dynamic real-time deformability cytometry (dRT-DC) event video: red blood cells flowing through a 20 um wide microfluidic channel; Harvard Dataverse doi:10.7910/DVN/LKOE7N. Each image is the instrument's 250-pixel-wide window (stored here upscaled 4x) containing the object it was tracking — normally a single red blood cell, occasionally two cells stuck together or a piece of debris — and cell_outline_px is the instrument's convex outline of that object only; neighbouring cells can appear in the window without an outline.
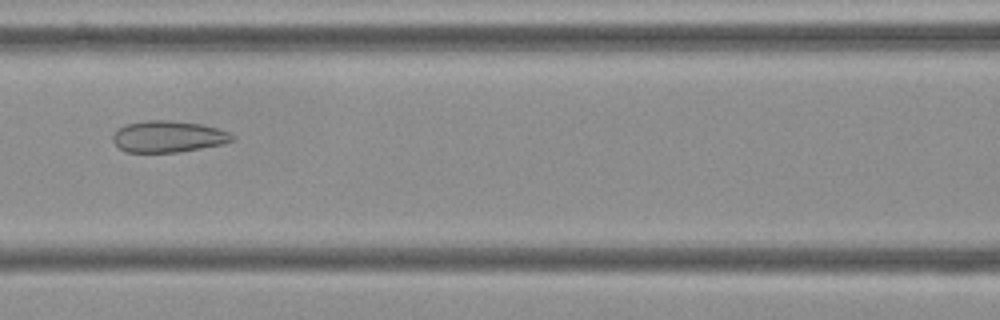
{"species": "Egyptian fruit bat (a non-hibernating species)", "species_latin": "Rousettus aegyptiacus", "temperature_condition": "cold", "stored_images_in_passage": 55, "camera_frame_rate_fps": 3000, "um_per_image_px": 0.085, "frame": {"image": 1, "passage_image": 24, "time_ms": 7.667, "image_size_px": [1000, 320], "cell_outline_px": [[236, 136], [232, 140], [220, 144], [180, 152], [124, 152], [112, 140], [112, 136], [116, 128], [128, 124], [144, 120], [168, 120], [200, 124], [216, 128], [228, 132]], "centroid_in_image_um": [14.24, 11.6], "position_along_channel_um": 152.4, "area_um2": 21.79}}
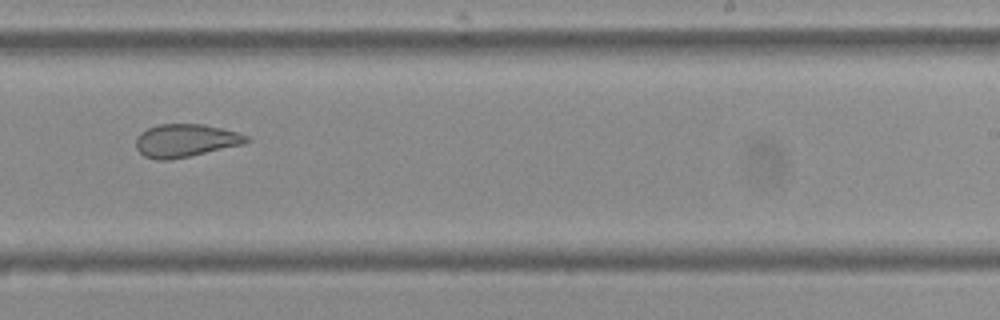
{"frame": {"image": 2, "passage_image": 34, "time_ms": 11.0, "image_size_px": [1000, 320], "cell_outline_px": [[252, 140], [244, 144], [188, 156], [168, 160], [156, 160], [144, 156], [136, 148], [136, 140], [140, 132], [148, 128], [160, 124], [204, 124], [236, 132], [248, 136]], "centroid_in_image_um": [15.76, 11.94], "position_along_channel_um": 273.2, "area_um2": 21.1}}
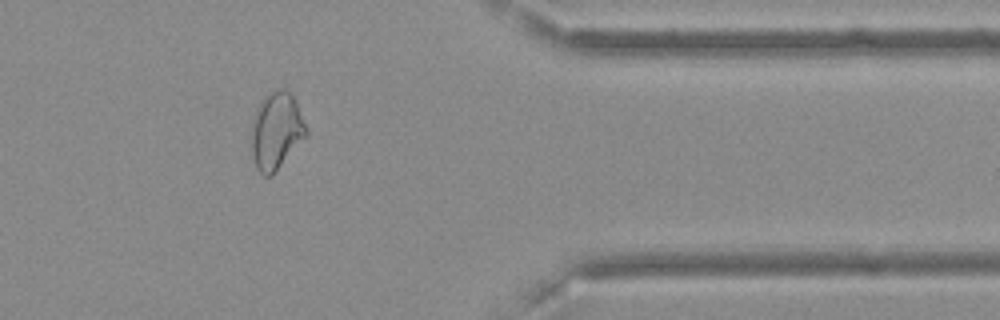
{"frame": {"image": 3, "passage_image": 45, "time_ms": 14.667, "image_size_px": [1000, 320], "cell_outline_px": [[308, 136], [272, 176], [264, 176], [256, 168], [252, 152], [252, 120], [256, 108], [260, 100], [268, 92], [280, 88], [284, 88], [296, 100], [308, 132]], "centroid_in_image_um": [23.49, 11.12], "position_along_channel_um": 387.9, "area_um2": 24.91}, "authors_computed_cell_mechanics": {"area_um2": 25.2586, "velocity_mm_per_s": 3.6358, "shape_relaxation_time_tau1_ms": null, "shape_relaxation_time_tau2_ms": 1.6049, "deformation_change_tau1": null, "deformation_change_tau2": 0.0802}}